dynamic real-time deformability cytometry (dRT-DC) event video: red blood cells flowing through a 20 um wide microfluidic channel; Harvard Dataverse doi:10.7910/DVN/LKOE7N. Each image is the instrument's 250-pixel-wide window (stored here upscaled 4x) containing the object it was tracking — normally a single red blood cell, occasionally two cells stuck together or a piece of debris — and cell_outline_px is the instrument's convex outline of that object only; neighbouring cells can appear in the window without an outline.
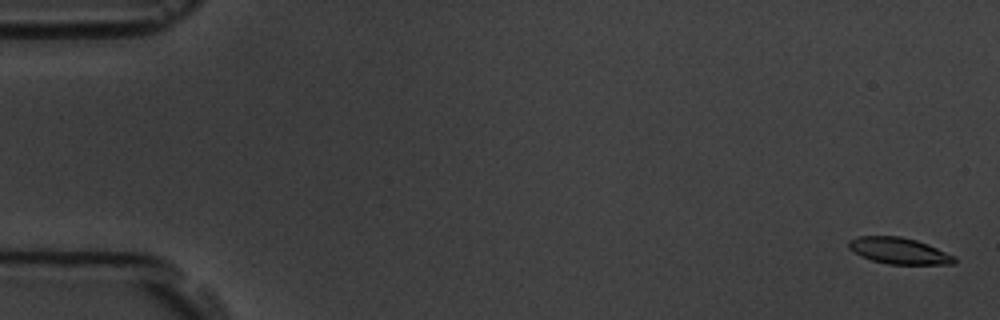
{"species": "common noctule bat (a hibernating species)", "species_latin": "Nyctalus noctula", "temperature_condition": "room temperature", "stored_images_in_passage": 6, "segment_of_instrument_passage": [1, 2], "camera_frame_rate_fps": 3000, "um_per_image_px": 0.085, "animal": {"sex": "male", "body_mass_g": 19.5, "forearm_length_mm": 54.6}, "frame": {"image": 1, "passage_image": 1, "time_ms": 0.0, "image_size_px": [1000, 320], "cell_outline_px": [[956, 264], [888, 264], [872, 260], [860, 256], [848, 248], [848, 240], [856, 236], [900, 236], [916, 240], [928, 244], [956, 256]], "centroid_in_image_um": [76.41, 21.31], "position_along_channel_um": 8.6, "area_um2": 16.36}}
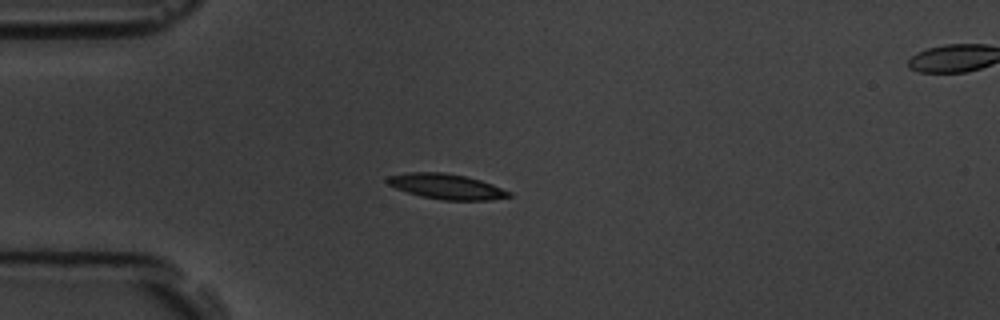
{"frame": {"image": 2, "passage_image": 5, "time_ms": 4.667, "image_size_px": [1000, 320], "cell_outline_px": [[512, 196], [492, 200], [440, 200], [420, 196], [396, 188], [388, 184], [384, 180], [388, 176], [408, 172], [444, 172], [464, 176], [480, 180], [492, 184], [512, 192]], "centroid_in_image_um": [37.95, 15.85], "position_along_channel_um": 47.1, "area_um2": 17.98}}